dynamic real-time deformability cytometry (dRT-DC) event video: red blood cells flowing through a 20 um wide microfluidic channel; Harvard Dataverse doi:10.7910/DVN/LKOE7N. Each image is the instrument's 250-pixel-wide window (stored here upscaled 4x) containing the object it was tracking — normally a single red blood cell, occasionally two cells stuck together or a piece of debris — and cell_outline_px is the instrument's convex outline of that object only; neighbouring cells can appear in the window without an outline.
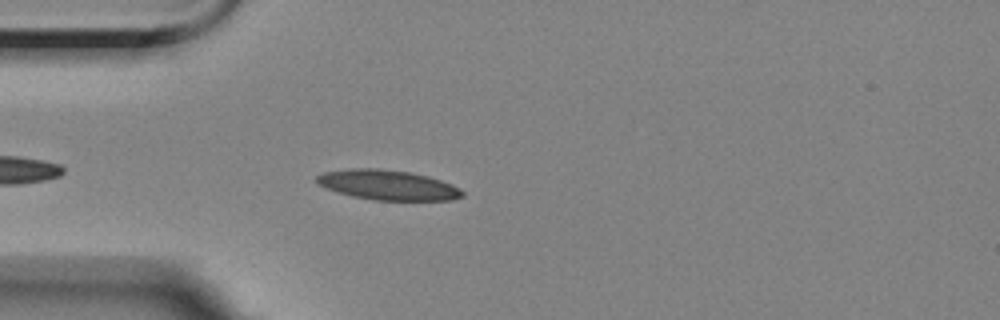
{"species": "Egyptian fruit bat (a non-hibernating species)", "species_latin": "Rousettus aegyptiacus", "temperature_condition": "room temperature", "stored_images_in_passage": 1, "camera_frame_rate_fps": 3000, "um_per_image_px": 0.085, "animal": {"sex": "female"}, "frame": {"image": 1, "passage_image": 1, "time_ms": 0.0, "image_size_px": [1000, 320], "cell_outline_px": [[464, 196], [452, 200], [376, 200], [352, 196], [316, 184], [316, 176], [324, 172], [352, 168], [376, 168], [408, 172], [428, 176], [452, 184], [460, 188], [464, 192]], "centroid_in_image_um": [32.98, 15.72], "position_along_channel_um": 52.0, "area_um2": 25.26}}